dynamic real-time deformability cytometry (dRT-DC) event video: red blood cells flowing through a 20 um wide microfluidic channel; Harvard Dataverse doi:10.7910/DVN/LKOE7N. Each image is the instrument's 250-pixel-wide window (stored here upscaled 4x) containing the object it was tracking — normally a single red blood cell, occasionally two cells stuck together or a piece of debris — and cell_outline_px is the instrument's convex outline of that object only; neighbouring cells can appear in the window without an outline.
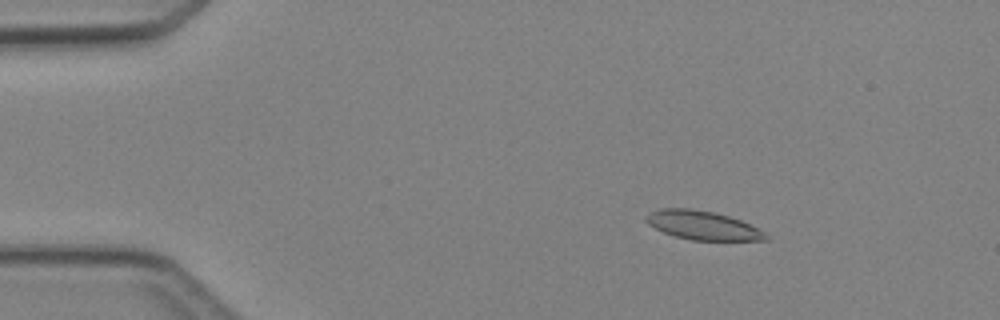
{"species": "Egyptian fruit bat (a non-hibernating species)", "species_latin": "Rousettus aegyptiacus", "temperature_condition": "cold", "stored_images_in_passage": 4, "camera_frame_rate_fps": 3000, "um_per_image_px": 0.085, "animal": {"sex": "female"}, "frame": {"image": 1, "passage_image": 2, "time_ms": 1.333, "image_size_px": [1000, 320], "cell_outline_px": [[772, 236], [768, 240], [692, 240], [676, 236], [664, 232], [648, 224], [644, 220], [644, 216], [660, 208], [688, 208], [716, 212], [740, 220]], "centroid_in_image_um": [59.73, 19.15], "position_along_channel_um": 25.3, "area_um2": 20.0}}
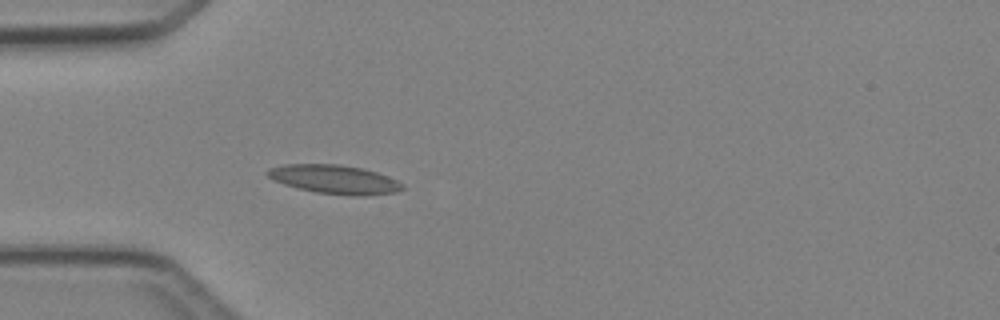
{"frame": {"image": 2, "passage_image": 4, "time_ms": 3.667, "image_size_px": [1000, 320], "cell_outline_px": [[404, 188], [396, 192], [364, 196], [352, 196], [316, 192], [284, 184], [272, 180], [264, 172], [268, 168], [284, 164], [340, 164], [364, 168], [376, 172], [396, 180], [404, 184]], "centroid_in_image_um": [28.42, 15.24], "position_along_channel_um": 56.6, "area_um2": 22.77}}